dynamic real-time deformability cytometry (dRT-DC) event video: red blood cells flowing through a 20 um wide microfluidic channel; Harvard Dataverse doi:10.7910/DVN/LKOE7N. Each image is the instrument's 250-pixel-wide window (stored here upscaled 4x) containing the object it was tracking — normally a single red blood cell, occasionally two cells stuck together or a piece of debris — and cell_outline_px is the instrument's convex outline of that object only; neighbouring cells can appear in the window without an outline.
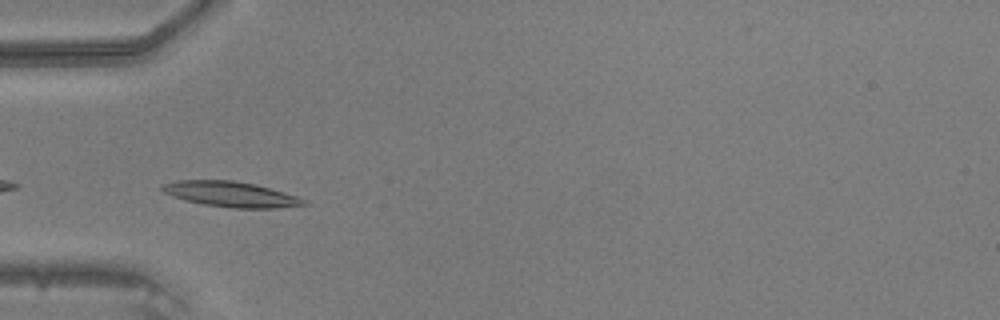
{"species": "common noctule bat (a hibernating species)", "species_latin": "Nyctalus noctula", "temperature_condition": "warm", "stored_images_in_passage": 29, "camera_frame_rate_fps": 3000, "um_per_image_px": 0.085, "animal": {"sex": "male", "body_mass_g": 20.5, "forearm_length_mm": 52.5}, "frame": {"image": 1, "passage_image": 11, "time_ms": 3.333, "image_size_px": [1000, 320], "cell_outline_px": [[308, 204], [276, 208], [232, 208], [204, 204], [184, 200], [172, 196], [164, 192], [160, 188], [164, 184], [176, 180], [232, 180], [256, 184], [284, 192], [296, 196], [304, 200]], "centroid_in_image_um": [19.6, 16.5], "position_along_channel_um": 65.4, "area_um2": 20.81}}